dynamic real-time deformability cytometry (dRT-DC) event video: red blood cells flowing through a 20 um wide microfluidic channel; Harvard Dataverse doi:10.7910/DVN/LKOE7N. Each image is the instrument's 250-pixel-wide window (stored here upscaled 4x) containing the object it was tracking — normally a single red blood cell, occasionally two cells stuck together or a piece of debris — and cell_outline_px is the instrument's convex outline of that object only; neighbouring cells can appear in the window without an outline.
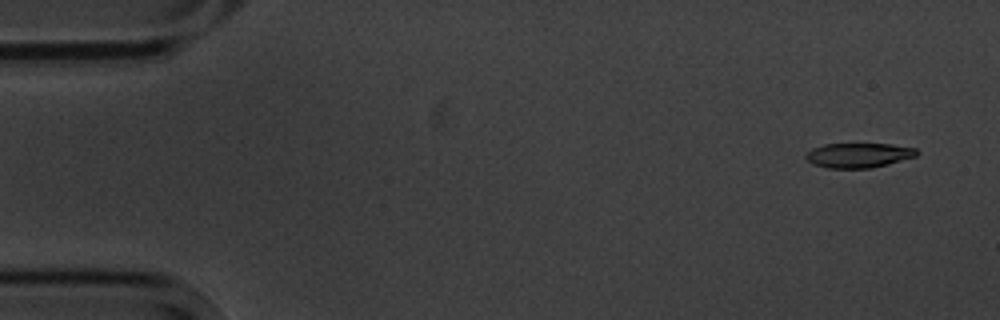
{"species": "common noctule bat (a hibernating species)", "species_latin": "Nyctalus noctula", "temperature_condition": "cold", "stored_images_in_passage": 5, "camera_frame_rate_fps": 3000, "um_per_image_px": 0.085, "animal": {"sex": "male", "body_mass_g": 20.1, "forearm_length_mm": 53.5}, "frame": {"image": 1, "passage_image": 1, "time_ms": 0.0, "image_size_px": [1000, 320], "cell_outline_px": [[920, 152], [916, 156], [888, 164], [872, 168], [828, 168], [812, 164], [804, 156], [812, 148], [824, 144], [892, 144], [916, 148]], "centroid_in_image_um": [72.99, 13.19], "position_along_channel_um": 12.0, "area_um2": 16.01}}
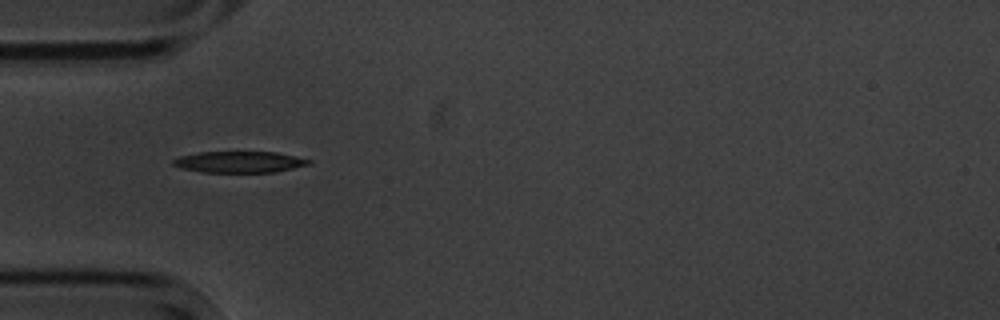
{"frame": {"image": 2, "passage_image": 4, "time_ms": 4.667, "image_size_px": [1000, 320], "cell_outline_px": [[312, 164], [276, 172], [204, 172], [180, 168], [172, 164], [172, 160], [180, 156], [200, 152], [276, 152], [312, 160]], "centroid_in_image_um": [20.37, 13.77], "position_along_channel_um": 64.6, "area_um2": 16.82}}
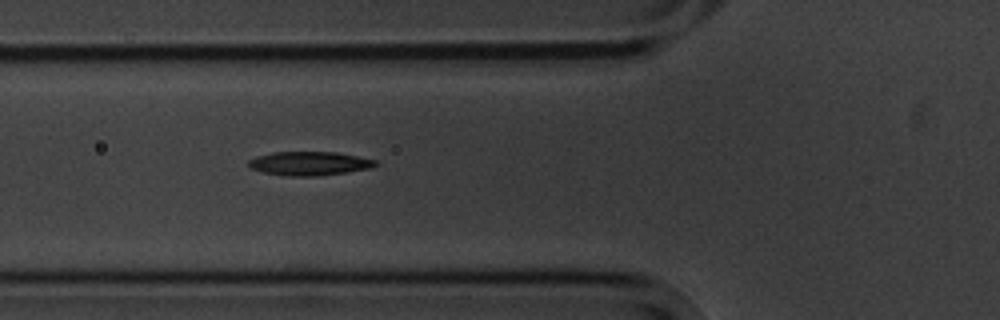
{"frame": {"image": 3, "passage_image": 5, "time_ms": 5.667, "image_size_px": [1000, 320], "cell_outline_px": [[380, 164], [372, 168], [348, 172], [316, 176], [288, 176], [264, 172], [248, 168], [248, 160], [256, 156], [272, 152], [336, 152], [376, 160]], "centroid_in_image_um": [26.3, 13.89], "position_along_channel_um": 99.5, "area_um2": 17.74}}